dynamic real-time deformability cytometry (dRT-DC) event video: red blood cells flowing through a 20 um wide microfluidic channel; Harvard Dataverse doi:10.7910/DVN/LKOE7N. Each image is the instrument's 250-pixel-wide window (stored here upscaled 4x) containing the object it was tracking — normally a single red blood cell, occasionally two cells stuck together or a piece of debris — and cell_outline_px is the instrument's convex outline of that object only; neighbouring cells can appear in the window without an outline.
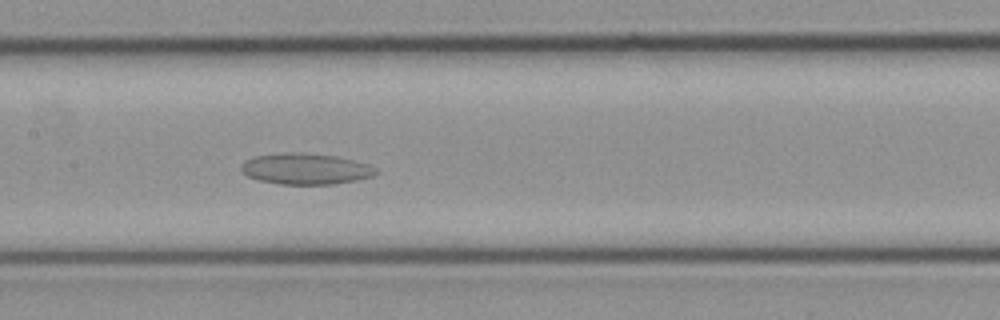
{"species": "common noctule bat (a hibernating species)", "species_latin": "Nyctalus noctula", "temperature_condition": "cold", "stored_images_in_passage": 13, "camera_frame_rate_fps": 3000, "um_per_image_px": 0.085, "animal": {"sex": "female", "body_mass_g": 21.9}, "frame": {"image": 1, "passage_image": 13, "time_ms": 4.0, "image_size_px": [1000, 320], "cell_outline_px": [[376, 172], [372, 176], [356, 180], [332, 184], [280, 184], [260, 180], [248, 176], [240, 168], [240, 164], [244, 160], [256, 156], [280, 152], [304, 152], [336, 156], [368, 164], [376, 168]], "centroid_in_image_um": [25.94, 14.33], "position_along_channel_um": 181.5, "area_um2": 24.33}}